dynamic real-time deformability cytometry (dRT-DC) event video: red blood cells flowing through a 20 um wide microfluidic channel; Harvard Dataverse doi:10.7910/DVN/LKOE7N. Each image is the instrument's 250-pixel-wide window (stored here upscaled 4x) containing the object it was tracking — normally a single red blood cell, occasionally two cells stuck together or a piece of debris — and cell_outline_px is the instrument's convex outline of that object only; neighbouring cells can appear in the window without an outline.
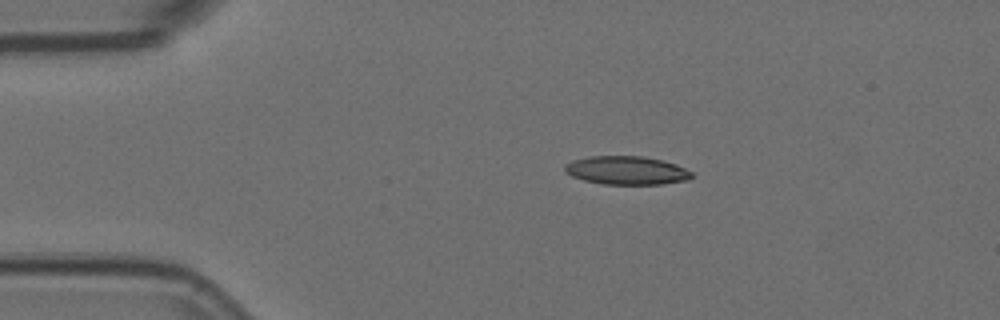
{"species": "Egyptian fruit bat (a non-hibernating species)", "species_latin": "Rousettus aegyptiacus", "temperature_condition": "room temperature", "stored_images_in_passage": 2, "camera_frame_rate_fps": 3000, "um_per_image_px": 0.085, "animal": {"sex": "female"}, "frame": {"image": 1, "passage_image": 1, "time_ms": 0.0, "image_size_px": [1000, 320], "cell_outline_px": [[692, 176], [688, 180], [660, 184], [604, 184], [584, 180], [572, 176], [564, 172], [564, 164], [572, 160], [588, 156], [640, 156], [664, 160], [676, 164], [692, 172]], "centroid_in_image_um": [53.23, 14.47], "position_along_channel_um": 31.8, "area_um2": 21.1}}